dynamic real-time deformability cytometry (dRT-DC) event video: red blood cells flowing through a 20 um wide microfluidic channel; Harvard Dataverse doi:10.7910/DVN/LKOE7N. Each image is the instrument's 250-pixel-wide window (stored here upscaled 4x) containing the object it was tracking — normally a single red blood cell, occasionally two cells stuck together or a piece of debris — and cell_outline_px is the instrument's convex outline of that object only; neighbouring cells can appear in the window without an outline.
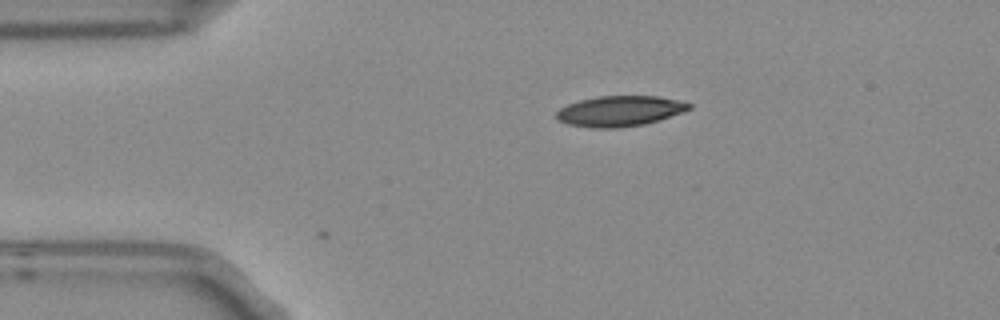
{"species": "Egyptian fruit bat (a non-hibernating species)", "species_latin": "Rousettus aegyptiacus", "temperature_condition": "room temperature", "stored_images_in_passage": 1, "camera_frame_rate_fps": 3000, "um_per_image_px": 0.085, "frame": {"image": 1, "passage_image": 1, "time_ms": 0.0, "image_size_px": [1000, 320], "cell_outline_px": [[692, 108], [684, 112], [644, 124], [616, 128], [592, 128], [568, 124], [556, 120], [556, 112], [560, 108], [568, 104], [580, 100], [596, 96], [656, 96], [676, 100], [692, 104]], "centroid_in_image_um": [52.65, 9.44], "position_along_channel_um": 32.3, "area_um2": 23.52}}